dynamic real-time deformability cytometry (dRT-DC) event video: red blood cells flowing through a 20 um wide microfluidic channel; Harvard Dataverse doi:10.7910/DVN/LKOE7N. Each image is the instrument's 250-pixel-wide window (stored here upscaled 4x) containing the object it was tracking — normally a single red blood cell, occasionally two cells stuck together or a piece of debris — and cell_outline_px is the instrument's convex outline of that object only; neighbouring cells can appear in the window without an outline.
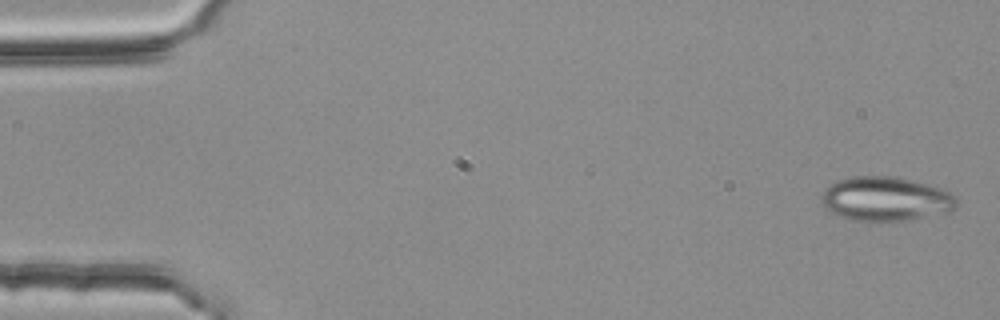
{"species": "common noctule bat (a hibernating species)", "species_latin": "Nyctalus noctula", "temperature_condition": "room temperature", "stored_images_in_passage": 14, "camera_frame_rate_fps": 3000, "um_per_image_px": 0.085, "animal": {"sex": "female", "body_mass_g": 25.1}, "frame": {"image": 1, "passage_image": 2, "time_ms": 0.333, "image_size_px": [1000, 320], "cell_outline_px": [[956, 204], [948, 212], [892, 224], [872, 224], [852, 220], [840, 216], [832, 212], [820, 200], [820, 196], [824, 188], [836, 180], [852, 176], [892, 176], [924, 184], [948, 192], [956, 196]], "centroid_in_image_um": [75.21, 16.96], "position_along_channel_um": 9.8, "area_um2": 35.43}}